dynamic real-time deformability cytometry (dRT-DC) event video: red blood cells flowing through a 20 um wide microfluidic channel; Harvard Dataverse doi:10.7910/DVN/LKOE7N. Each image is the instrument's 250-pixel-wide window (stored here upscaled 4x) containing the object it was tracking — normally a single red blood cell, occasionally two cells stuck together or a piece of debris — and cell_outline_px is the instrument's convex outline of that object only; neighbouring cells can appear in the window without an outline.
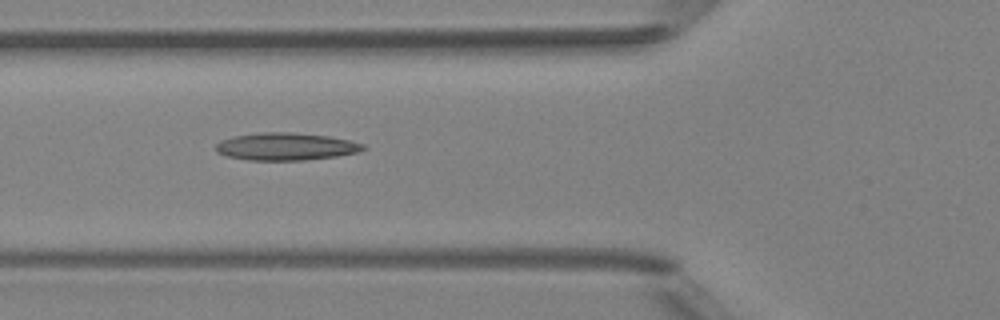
{"species": "Egyptian fruit bat (a non-hibernating species)", "species_latin": "Rousettus aegyptiacus", "temperature_condition": "room temperature", "stored_images_in_passage": 9, "camera_frame_rate_fps": 3000, "um_per_image_px": 0.085, "animal": {"sex": "female"}, "frame": {"image": 1, "passage_image": 6, "time_ms": 5.667, "image_size_px": [1000, 320], "cell_outline_px": [[364, 148], [356, 152], [336, 156], [304, 160], [248, 160], [228, 156], [216, 152], [216, 144], [220, 140], [232, 136], [260, 132], [292, 132], [328, 136], [348, 140], [364, 144]], "centroid_in_image_um": [24.24, 12.45], "position_along_channel_um": 101.6, "area_um2": 23.47}}
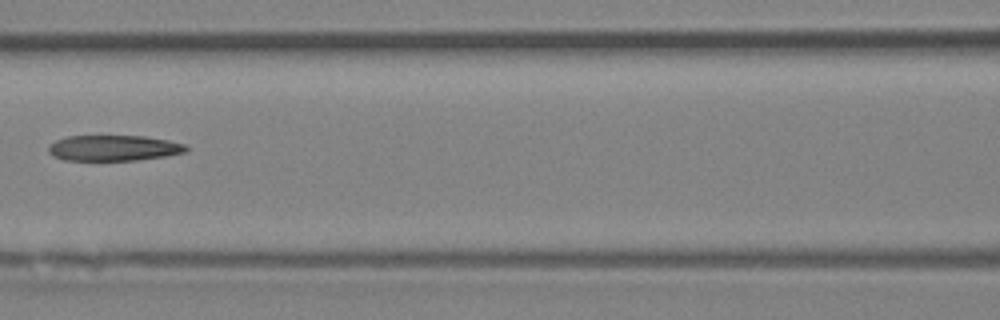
{"frame": {"image": 2, "passage_image": 7, "time_ms": 7.0, "image_size_px": [1000, 320], "cell_outline_px": [[188, 152], [164, 156], [136, 160], [64, 160], [48, 152], [48, 144], [56, 140], [68, 136], [144, 136], [168, 140], [184, 144], [188, 148]], "centroid_in_image_um": [9.66, 12.58], "position_along_channel_um": 156.9, "area_um2": 20.52}}
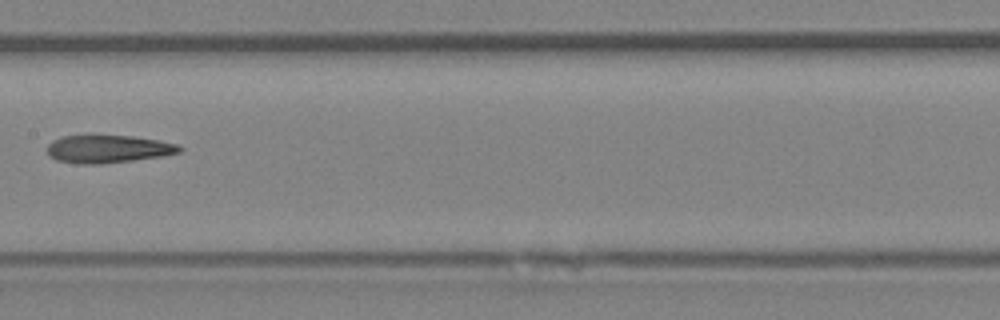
{"frame": {"image": 3, "passage_image": 8, "time_ms": 8.0, "image_size_px": [1000, 320], "cell_outline_px": [[184, 148], [180, 152], [160, 156], [132, 160], [100, 164], [80, 164], [56, 160], [48, 156], [48, 144], [52, 140], [60, 136], [132, 136], [156, 140], [176, 144]], "centroid_in_image_um": [9.14, 12.67], "position_along_channel_um": 198.3, "area_um2": 21.21}}